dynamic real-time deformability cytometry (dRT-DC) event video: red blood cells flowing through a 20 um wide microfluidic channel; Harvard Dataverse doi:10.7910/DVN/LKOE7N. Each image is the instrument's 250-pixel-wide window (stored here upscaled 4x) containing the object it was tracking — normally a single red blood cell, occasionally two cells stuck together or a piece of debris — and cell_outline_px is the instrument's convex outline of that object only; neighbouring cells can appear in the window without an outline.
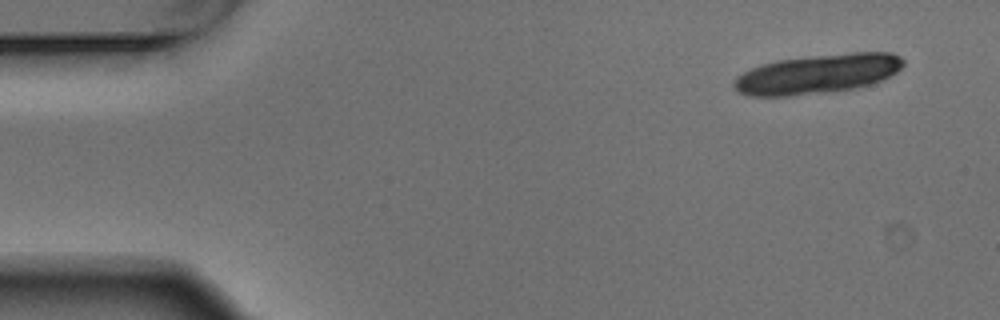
{"species": "Egyptian fruit bat (a non-hibernating species)", "species_latin": "Rousettus aegyptiacus", "temperature_condition": "warm", "stored_images_in_passage": 6, "segment_of_instrument_passage": [2, 2], "camera_frame_rate_fps": 3000, "um_per_image_px": 0.085, "animal": {"sex": "male"}, "frame": {"image": 1, "passage_image": 6, "time_ms": 1.667, "image_size_px": [1000, 320], "cell_outline_px": [[904, 64], [896, 72], [880, 80], [856, 88], [832, 92], [788, 96], [748, 96], [740, 92], [732, 84], [736, 76], [752, 68], [776, 60], [812, 56], [852, 52], [892, 52], [900, 56], [904, 60]], "centroid_in_image_um": [69.5, 6.28], "position_along_channel_um": 15.5, "area_um2": 38.78}}